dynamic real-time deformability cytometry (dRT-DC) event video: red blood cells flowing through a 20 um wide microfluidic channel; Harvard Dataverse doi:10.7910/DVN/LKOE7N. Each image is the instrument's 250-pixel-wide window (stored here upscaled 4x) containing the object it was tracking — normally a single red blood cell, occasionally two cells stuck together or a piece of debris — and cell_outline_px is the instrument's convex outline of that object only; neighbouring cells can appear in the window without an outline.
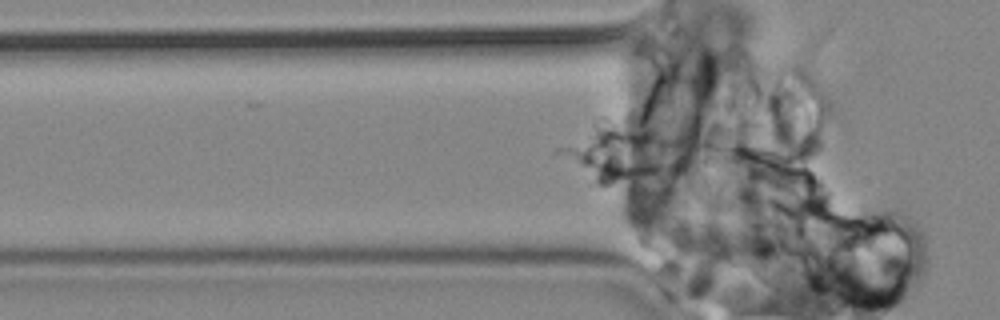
{"species": "common noctule bat (a hibernating species)", "species_latin": "Nyctalus noctula", "temperature_condition": "cold", "stored_images_in_passage": 78, "segment_of_instrument_passage": [1, 2], "camera_frame_rate_fps": 3000, "um_per_image_px": 0.085, "animal": {"sex": "male", "body_mass_g": 19.2, "forearm_length_mm": 51.8}, "frame": {"image": 1, "passage_image": 35, "time_ms": 11.333, "image_size_px": [1000, 320], "cell_outline_px": [[708, 148], [700, 160], [684, 172], [676, 176], [624, 180], [604, 176], [588, 168], [580, 160], [580, 156], [584, 144], [592, 140], [612, 132], [668, 132], [708, 144]], "centroid_in_image_um": [54.54, 13.16], "position_along_channel_um": 71.3, "area_um2": 34.62}}